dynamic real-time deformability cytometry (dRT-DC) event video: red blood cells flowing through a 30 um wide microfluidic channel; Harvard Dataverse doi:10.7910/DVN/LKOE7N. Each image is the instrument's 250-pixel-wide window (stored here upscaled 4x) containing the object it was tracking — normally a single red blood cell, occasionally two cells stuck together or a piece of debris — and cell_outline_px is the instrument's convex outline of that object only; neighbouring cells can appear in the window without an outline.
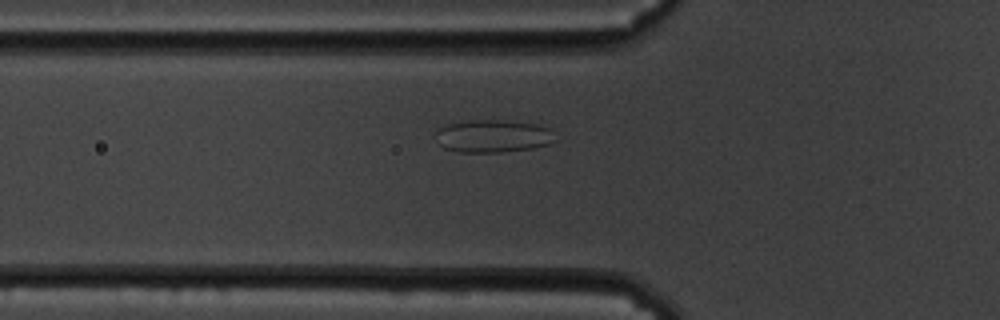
{"species": "common noctule bat (a hibernating species)", "species_latin": "Nyctalus noctula", "temperature_condition": "cold", "stored_images_in_passage": 43, "camera_frame_rate_fps": 3000, "um_per_image_px": 0.085, "animal": {"sex": "male", "body_mass_g": 19.5, "forearm_length_mm": 54.6}, "frame": {"image": 1, "passage_image": 6, "time_ms": 1.667, "image_size_px": [1000, 320], "cell_outline_px": [[556, 140], [548, 144], [532, 148], [500, 152], [460, 152], [444, 148], [440, 144], [436, 132], [440, 128], [448, 124], [472, 120], [500, 120], [536, 124], [548, 128]], "centroid_in_image_um": [41.9, 11.57], "position_along_channel_um": 83.9, "area_um2": 22.37}}
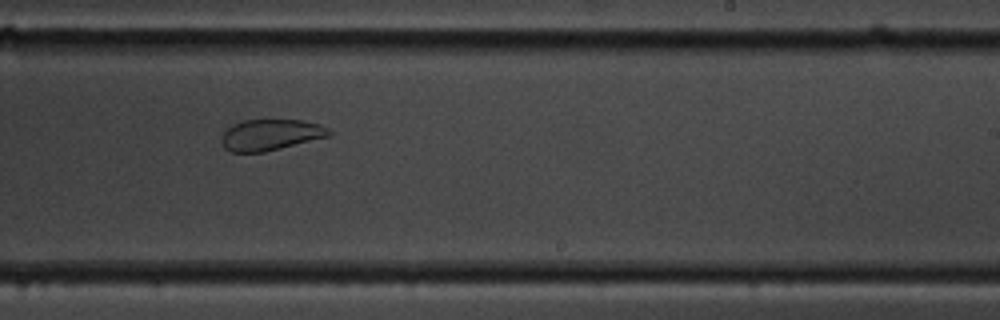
{"frame": {"image": 2, "passage_image": 22, "time_ms": 7.0, "image_size_px": [1000, 320], "cell_outline_px": [[332, 132], [328, 136], [264, 152], [232, 152], [224, 148], [220, 140], [220, 136], [232, 124], [244, 120], [300, 120], [320, 124], [328, 128]], "centroid_in_image_um": [22.95, 11.45], "position_along_channel_um": 266.0, "area_um2": 19.36}}
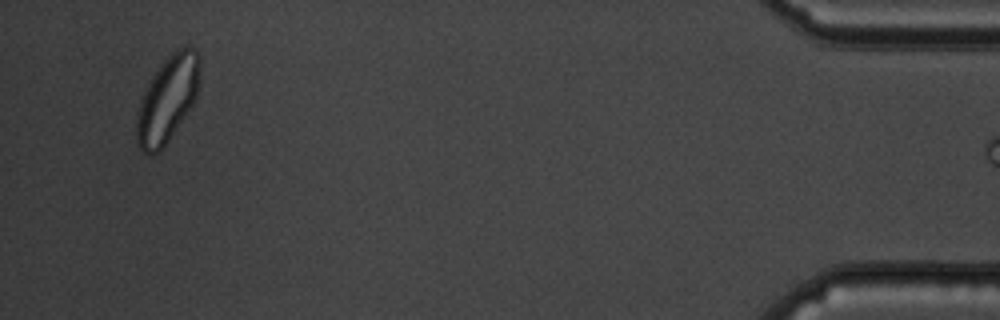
{"frame": {"image": 3, "passage_image": 42, "time_ms": 13.667, "image_size_px": [1000, 320], "cell_outline_px": [[200, 80], [196, 96], [192, 104], [164, 148], [160, 152], [148, 156], [140, 152], [136, 140], [136, 112], [144, 88], [160, 64], [172, 52], [184, 44], [192, 48], [200, 56]], "centroid_in_image_um": [14.2, 8.45], "position_along_channel_um": 421.0, "area_um2": 32.31}}